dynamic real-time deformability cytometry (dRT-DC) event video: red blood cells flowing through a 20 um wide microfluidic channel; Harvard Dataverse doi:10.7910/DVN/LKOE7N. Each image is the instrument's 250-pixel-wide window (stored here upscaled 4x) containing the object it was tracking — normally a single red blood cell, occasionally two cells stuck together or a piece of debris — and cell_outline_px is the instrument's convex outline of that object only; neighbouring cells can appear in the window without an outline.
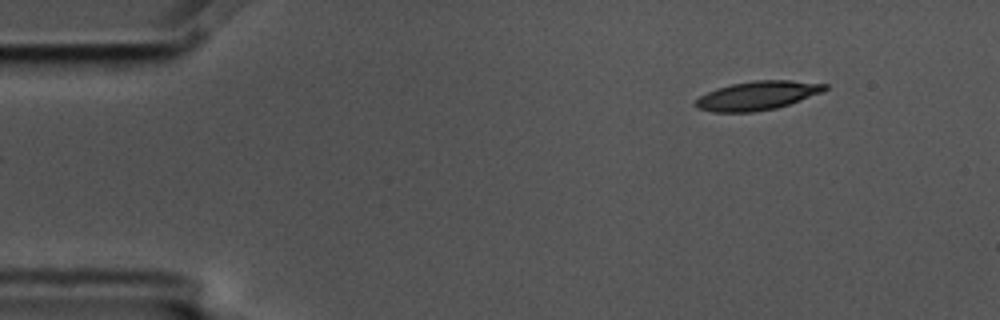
{"species": "common noctule bat (a hibernating species)", "species_latin": "Nyctalus noctula", "temperature_condition": "cold", "stored_images_in_passage": 9, "camera_frame_rate_fps": 3000, "um_per_image_px": 0.085, "animal": {"sex": "male", "body_mass_g": 17.5, "forearm_length_mm": 52.3}, "frame": {"image": 1, "passage_image": 1, "time_ms": 0.0, "image_size_px": [1000, 320], "cell_outline_px": [[828, 88], [820, 92], [800, 100], [776, 108], [752, 112], [712, 112], [696, 108], [692, 104], [700, 96], [716, 88], [732, 84], [756, 80], [792, 80], [828, 84]], "centroid_in_image_um": [64.34, 8.12], "position_along_channel_um": 20.7, "area_um2": 21.62}}
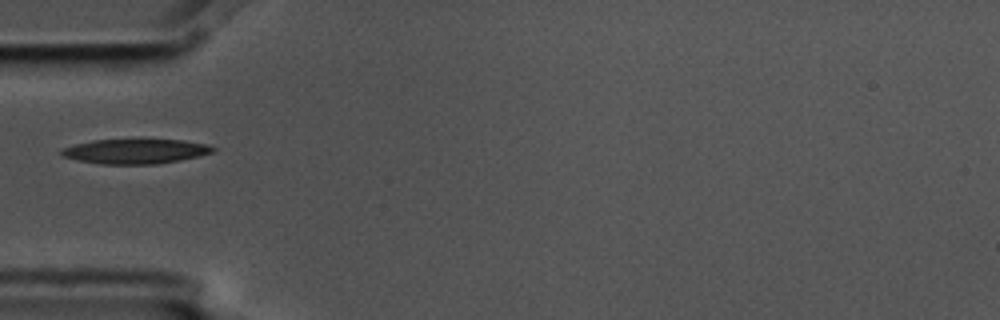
{"frame": {"image": 2, "passage_image": 4, "time_ms": 1.0, "image_size_px": [1000, 320], "cell_outline_px": [[216, 148], [212, 152], [180, 160], [156, 164], [100, 164], [76, 160], [64, 156], [60, 152], [64, 148], [76, 144], [92, 140], [184, 140], [208, 144]], "centroid_in_image_um": [11.51, 12.86], "position_along_channel_um": 73.5, "area_um2": 21.56}}